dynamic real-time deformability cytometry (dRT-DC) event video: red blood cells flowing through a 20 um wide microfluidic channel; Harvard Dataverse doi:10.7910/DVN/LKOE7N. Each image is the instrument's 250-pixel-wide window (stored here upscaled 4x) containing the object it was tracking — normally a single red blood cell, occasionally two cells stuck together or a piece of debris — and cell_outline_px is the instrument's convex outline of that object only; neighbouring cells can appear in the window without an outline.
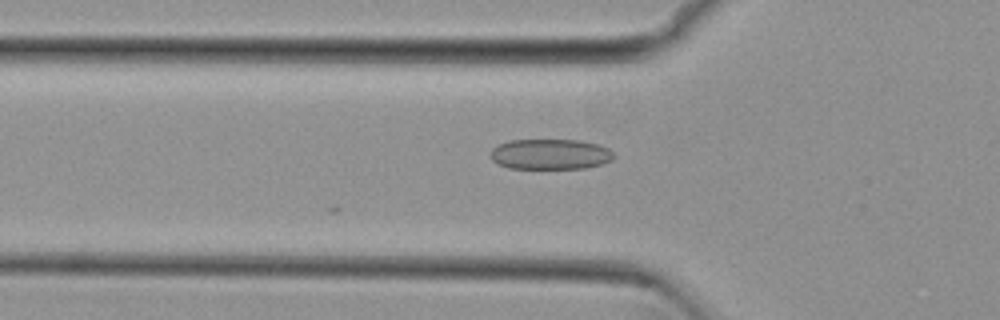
{"species": "common noctule bat (a hibernating species)", "species_latin": "Nyctalus noctula", "temperature_condition": "cold", "stored_images_in_passage": 4, "camera_frame_rate_fps": 3000, "um_per_image_px": 0.085, "animal": {"sex": "female", "body_mass_g": 29.2, "forearm_length_mm": 56.3}, "frame": {"image": 1, "passage_image": 2, "time_ms": 0.333, "image_size_px": [1000, 320], "cell_outline_px": [[616, 156], [612, 160], [600, 164], [584, 168], [508, 168], [496, 164], [492, 160], [492, 148], [496, 144], [508, 140], [580, 140], [600, 144], [608, 148]], "centroid_in_image_um": [46.77, 13.1], "position_along_channel_um": 79.0, "area_um2": 22.02}}